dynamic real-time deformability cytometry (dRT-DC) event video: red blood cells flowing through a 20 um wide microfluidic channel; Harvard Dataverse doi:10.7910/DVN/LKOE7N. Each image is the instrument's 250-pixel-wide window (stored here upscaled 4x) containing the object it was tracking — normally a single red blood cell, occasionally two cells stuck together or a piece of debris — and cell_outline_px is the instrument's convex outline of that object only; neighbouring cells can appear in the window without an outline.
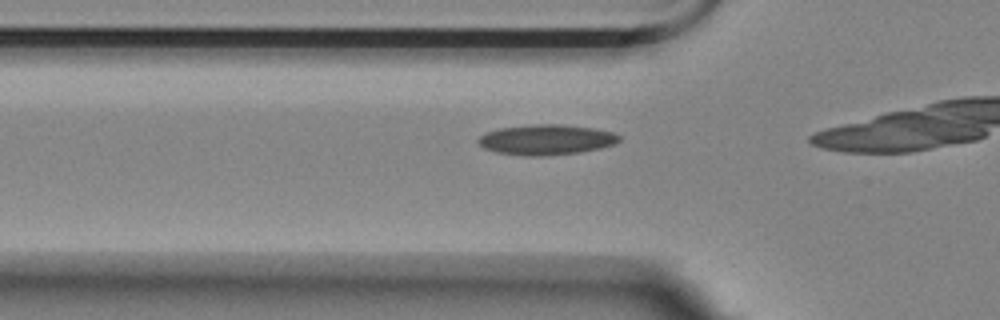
{"species": "Egyptian fruit bat (a non-hibernating species)", "species_latin": "Rousettus aegyptiacus", "temperature_condition": "room temperature", "stored_images_in_passage": 18, "camera_frame_rate_fps": 3000, "um_per_image_px": 0.085, "animal": {"sex": "female"}, "frame": {"image": 1, "passage_image": 13, "time_ms": 4.0, "image_size_px": [1000, 320], "cell_outline_px": [[620, 140], [612, 144], [600, 148], [576, 152], [540, 156], [528, 156], [496, 152], [484, 148], [476, 140], [480, 136], [496, 128], [532, 124], [560, 124], [596, 128], [612, 132], [620, 136]], "centroid_in_image_um": [46.4, 11.85], "position_along_channel_um": 79.4, "area_um2": 24.74}}
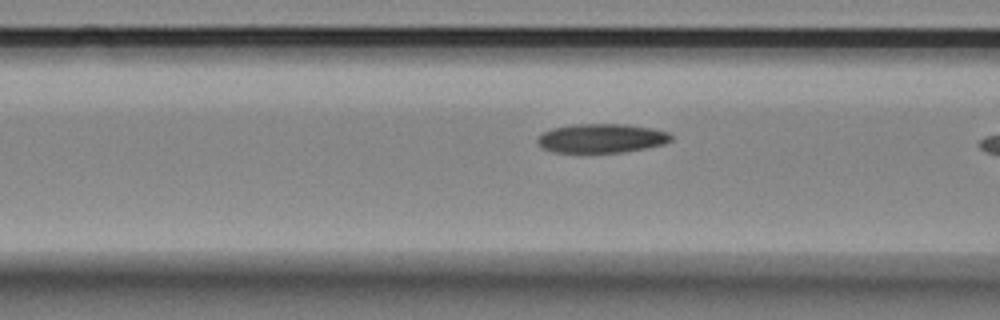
{"frame": {"image": 2, "passage_image": 16, "time_ms": 5.0, "image_size_px": [1000, 320], "cell_outline_px": [[672, 140], [664, 144], [624, 152], [552, 152], [544, 148], [536, 140], [544, 132], [552, 128], [576, 124], [624, 124], [652, 128], [668, 132], [672, 136]], "centroid_in_image_um": [51.15, 11.75], "position_along_channel_um": 115.4, "area_um2": 22.43}}